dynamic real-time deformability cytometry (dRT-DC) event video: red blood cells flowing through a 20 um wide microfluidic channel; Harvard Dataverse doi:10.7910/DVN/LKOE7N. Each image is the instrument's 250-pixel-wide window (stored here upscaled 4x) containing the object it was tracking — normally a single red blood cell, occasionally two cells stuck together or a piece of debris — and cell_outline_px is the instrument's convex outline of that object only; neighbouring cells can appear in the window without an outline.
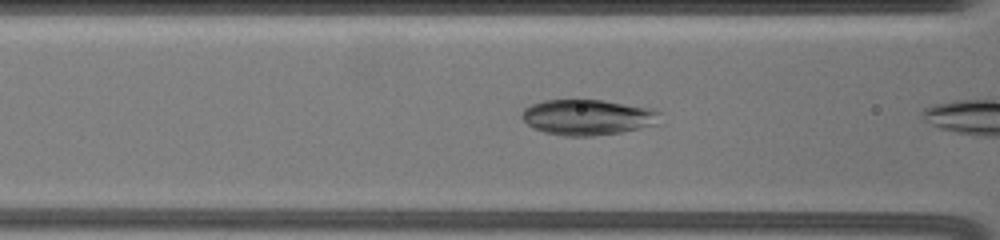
{"species": "common noctule bat (a hibernating species)", "species_latin": "Nyctalus noctula", "temperature_condition": "warm", "stored_images_in_passage": 14, "camera_frame_rate_fps": 3000, "um_per_image_px": 0.085, "animal": {"sex": "female", "body_mass_g": 19.5, "forearm_length_mm": 54.1}, "frame": {"image": 1, "passage_image": 12, "time_ms": 6.333, "image_size_px": [1000, 240], "cell_outline_px": [[664, 124], [620, 132], [592, 136], [564, 136], [544, 132], [532, 128], [520, 116], [524, 108], [532, 104], [544, 100], [576, 96], [604, 100], [652, 108], [660, 112]], "centroid_in_image_um": [49.99, 9.92], "position_along_channel_um": 116.6, "area_um2": 30.0}}